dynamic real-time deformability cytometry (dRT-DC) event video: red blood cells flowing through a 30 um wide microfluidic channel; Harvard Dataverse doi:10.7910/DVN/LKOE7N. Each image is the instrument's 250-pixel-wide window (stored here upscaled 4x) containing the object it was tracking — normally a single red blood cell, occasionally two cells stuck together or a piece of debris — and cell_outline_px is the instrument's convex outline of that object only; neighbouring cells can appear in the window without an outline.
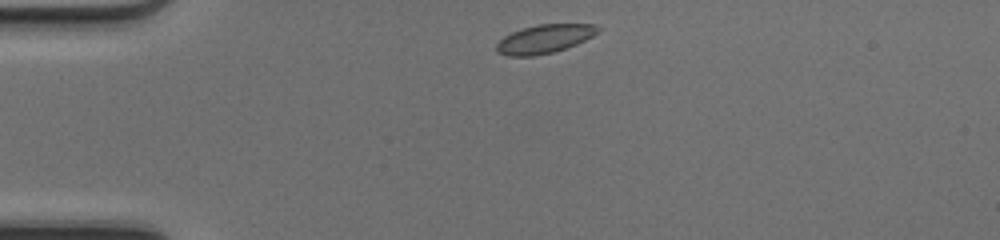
{"species": "common noctule bat (a hibernating species)", "species_latin": "Nyctalus noctula", "temperature_condition": "cold", "stored_images_in_passage": 39, "camera_frame_rate_fps": 3000, "um_per_image_px": 0.085, "animal": {"sex": "female", "body_mass_g": 17.0, "forearm_length_mm": 48.0}, "frame": {"image": 1, "passage_image": 1, "time_ms": 0.0, "image_size_px": [1000, 240], "cell_outline_px": [[600, 32], [576, 44], [552, 52], [532, 56], [508, 56], [496, 52], [496, 44], [504, 36], [512, 32], [536, 24], [592, 24], [600, 28]], "centroid_in_image_um": [46.26, 3.3], "position_along_channel_um": 38.7, "area_um2": 16.76}}
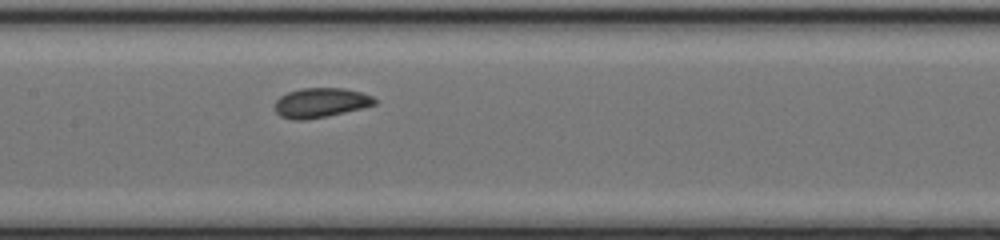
{"frame": {"image": 2, "passage_image": 14, "time_ms": 4.333, "image_size_px": [1000, 240], "cell_outline_px": [[376, 104], [328, 116], [304, 120], [296, 120], [280, 116], [276, 112], [276, 100], [280, 96], [288, 92], [304, 88], [344, 88], [360, 92], [372, 96], [376, 100]], "centroid_in_image_um": [27.25, 8.73], "position_along_channel_um": 180.2, "area_um2": 16.99}}
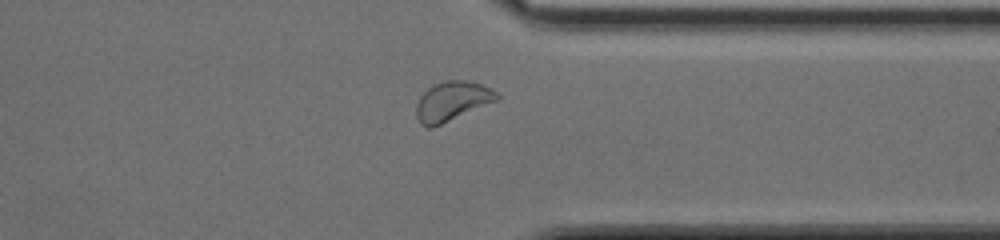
{"frame": {"image": 3, "passage_image": 28, "time_ms": 9.0, "image_size_px": [1000, 240], "cell_outline_px": [[500, 100], [432, 128], [428, 128], [420, 124], [416, 116], [416, 104], [420, 96], [432, 84], [444, 80], [468, 80], [492, 88], [500, 96]], "centroid_in_image_um": [38.44, 8.6], "position_along_channel_um": 373.0, "area_um2": 18.9}, "authors_computed_cell_mechanics": {"area_um2": 17.1666, "velocity_mm_per_s": 4.1735, "shape_relaxation_time_tau1_ms": 6.1743, "shape_relaxation_time_tau2_ms": null, "deformation_change_tau1": 0.0946, "deformation_change_tau2": null}}